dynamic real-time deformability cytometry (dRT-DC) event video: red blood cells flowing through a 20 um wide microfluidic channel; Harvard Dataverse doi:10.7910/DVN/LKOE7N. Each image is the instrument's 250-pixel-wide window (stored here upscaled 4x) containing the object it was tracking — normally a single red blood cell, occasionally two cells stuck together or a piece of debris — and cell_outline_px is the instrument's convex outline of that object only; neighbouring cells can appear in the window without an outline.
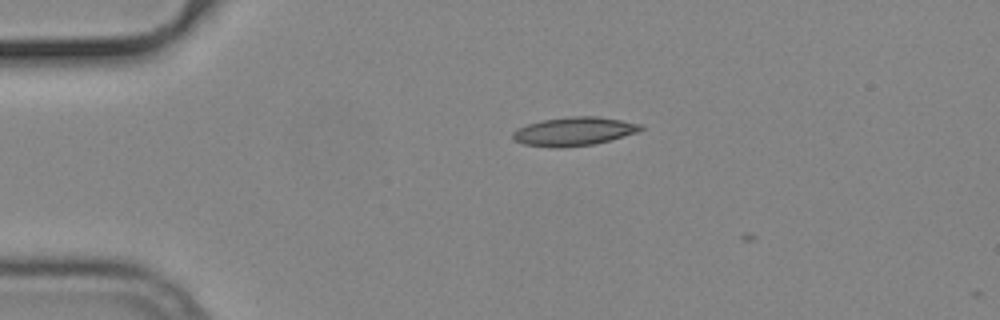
{"species": "common noctule bat (a hibernating species)", "species_latin": "Nyctalus noctula", "temperature_condition": "cold", "stored_images_in_passage": 6, "camera_frame_rate_fps": 3000, "um_per_image_px": 0.085, "animal": {"sex": "male", "body_mass_g": 19.2, "forearm_length_mm": 51.8}, "frame": {"image": 1, "passage_image": 3, "time_ms": 0.667, "image_size_px": [1000, 320], "cell_outline_px": [[644, 128], [640, 132], [592, 144], [560, 148], [556, 148], [524, 144], [516, 140], [512, 136], [512, 132], [516, 128], [540, 120], [568, 116], [596, 116], [644, 124]], "centroid_in_image_um": [48.8, 11.15], "position_along_channel_um": 36.2, "area_um2": 21.39}}